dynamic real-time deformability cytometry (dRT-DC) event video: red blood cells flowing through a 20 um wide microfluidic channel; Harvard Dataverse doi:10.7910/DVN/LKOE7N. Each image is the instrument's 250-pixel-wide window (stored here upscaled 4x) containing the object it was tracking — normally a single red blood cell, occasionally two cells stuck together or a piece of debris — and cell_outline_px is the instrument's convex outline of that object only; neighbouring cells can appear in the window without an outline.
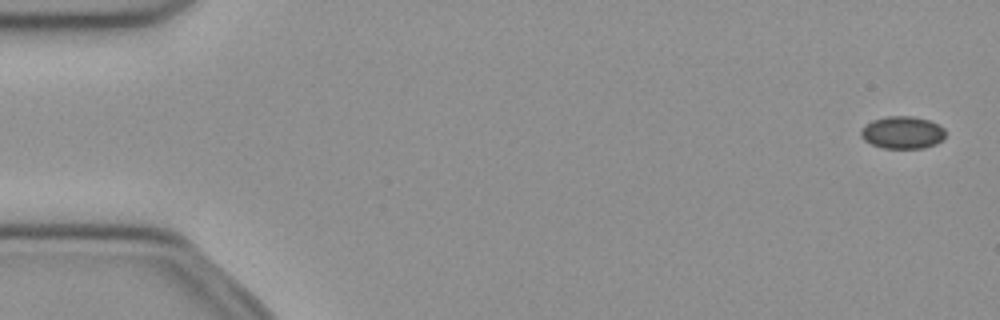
{"species": "common noctule bat (a hibernating species)", "species_latin": "Nyctalus noctula", "temperature_condition": "cold", "stored_images_in_passage": 13, "camera_frame_rate_fps": 3000, "um_per_image_px": 0.085, "animal": {"sex": "female", "body_mass_g": 21.9}, "frame": {"image": 1, "passage_image": 1, "time_ms": 0.0, "image_size_px": [1000, 320], "cell_outline_px": [[944, 140], [936, 144], [924, 148], [880, 148], [864, 140], [860, 136], [860, 132], [864, 124], [872, 120], [888, 116], [912, 116], [928, 120], [940, 124], [944, 128]], "centroid_in_image_um": [76.7, 11.26], "position_along_channel_um": 8.3, "area_um2": 16.18}}